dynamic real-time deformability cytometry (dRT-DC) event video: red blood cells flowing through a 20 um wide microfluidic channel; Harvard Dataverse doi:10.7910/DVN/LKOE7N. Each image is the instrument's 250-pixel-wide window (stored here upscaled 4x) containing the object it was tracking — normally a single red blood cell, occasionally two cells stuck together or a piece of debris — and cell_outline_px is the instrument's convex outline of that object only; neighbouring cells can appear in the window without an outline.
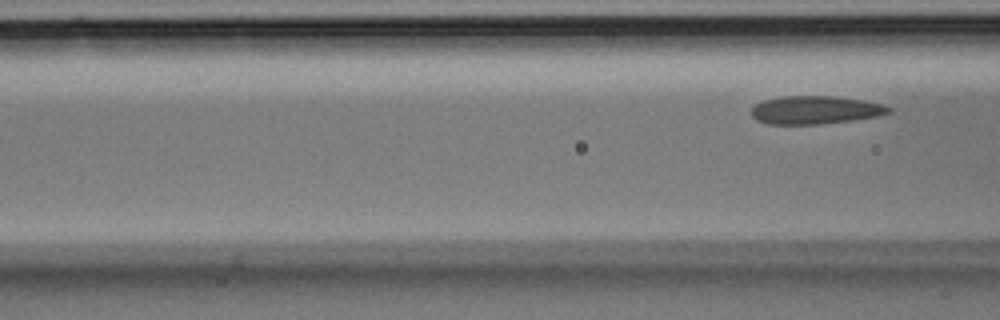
{"species": "Egyptian fruit bat (a non-hibernating species)", "species_latin": "Rousettus aegyptiacus", "temperature_condition": "room temperature", "stored_images_in_passage": 5, "segment_of_instrument_passage": [2, 2], "camera_frame_rate_fps": 3000, "um_per_image_px": 0.085, "animal": {"sex": "male"}, "frame": {"image": 1, "passage_image": 5, "time_ms": 1.333, "image_size_px": [1000, 320], "cell_outline_px": [[892, 112], [880, 116], [852, 120], [820, 124], [768, 124], [756, 120], [752, 116], [752, 108], [756, 104], [764, 100], [780, 96], [836, 96], [864, 100], [884, 104], [892, 108]], "centroid_in_image_um": [69.34, 9.34], "position_along_channel_um": 97.3, "area_um2": 22.72}}